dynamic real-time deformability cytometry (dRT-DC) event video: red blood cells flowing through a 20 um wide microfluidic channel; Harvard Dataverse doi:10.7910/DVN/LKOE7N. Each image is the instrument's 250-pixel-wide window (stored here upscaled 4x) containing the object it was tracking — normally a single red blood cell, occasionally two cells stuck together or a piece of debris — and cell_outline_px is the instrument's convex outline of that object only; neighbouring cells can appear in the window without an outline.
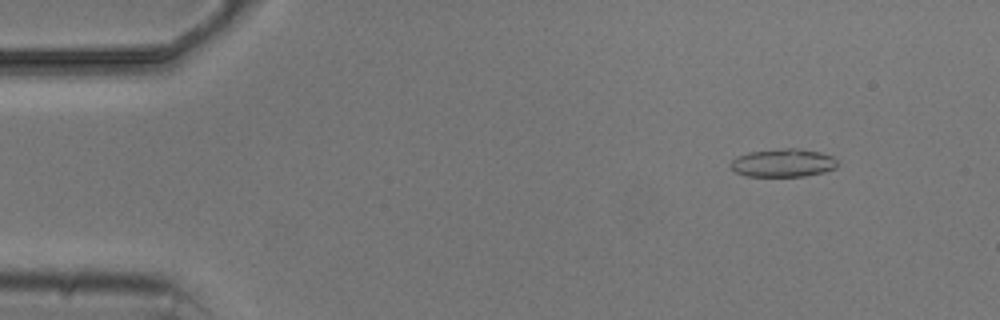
{"species": "common noctule bat (a hibernating species)", "species_latin": "Nyctalus noctula", "temperature_condition": "cold", "stored_images_in_passage": 4, "camera_frame_rate_fps": 3000, "um_per_image_px": 0.085, "animal": {"sex": "male", "body_mass_g": 20.5, "forearm_length_mm": 52.5}, "frame": {"image": 1, "passage_image": 1, "time_ms": 0.0, "image_size_px": [1000, 320], "cell_outline_px": [[840, 164], [836, 168], [824, 172], [804, 176], [744, 176], [736, 172], [728, 164], [736, 156], [748, 152], [784, 148], [796, 148], [820, 152], [832, 156]], "centroid_in_image_um": [66.56, 13.84], "position_along_channel_um": 18.4, "area_um2": 17.69}}
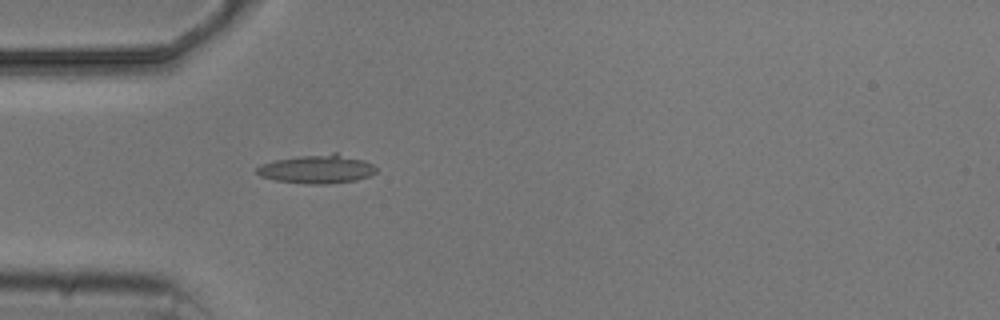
{"frame": {"image": 2, "passage_image": 4, "time_ms": 3.333, "image_size_px": [1000, 320], "cell_outline_px": [[376, 172], [368, 176], [356, 180], [328, 184], [308, 184], [276, 180], [260, 176], [256, 172], [256, 168], [260, 164], [276, 160], [300, 156], [332, 152], [336, 152], [364, 160], [372, 164], [376, 168]], "centroid_in_image_um": [26.96, 14.36], "position_along_channel_um": 58.0, "area_um2": 19.94}}